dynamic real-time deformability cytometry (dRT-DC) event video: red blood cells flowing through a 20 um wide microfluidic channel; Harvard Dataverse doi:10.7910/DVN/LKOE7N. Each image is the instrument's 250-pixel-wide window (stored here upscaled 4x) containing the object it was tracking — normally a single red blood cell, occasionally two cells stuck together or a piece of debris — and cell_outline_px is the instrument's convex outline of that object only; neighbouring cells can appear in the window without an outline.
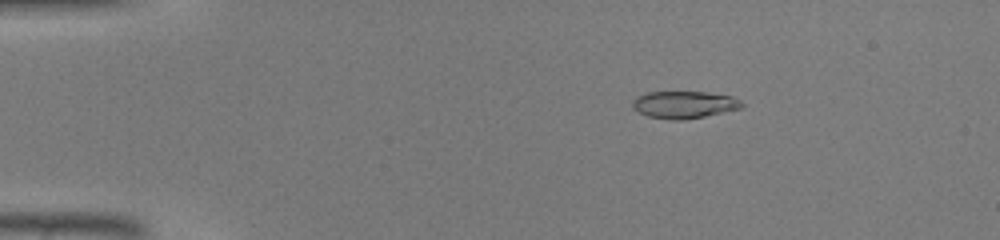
{"species": "common noctule bat (a hibernating species)", "species_latin": "Nyctalus noctula", "temperature_condition": "warm", "stored_images_in_passage": 38, "camera_frame_rate_fps": 3000, "um_per_image_px": 0.085, "animal": {"sex": "male", "body_mass_g": 19.0, "forearm_length_mm": 50.8}, "frame": {"image": 1, "passage_image": 1, "time_ms": 0.0, "image_size_px": [1000, 240], "cell_outline_px": [[744, 104], [740, 108], [704, 116], [680, 120], [672, 120], [648, 116], [636, 112], [632, 108], [632, 104], [636, 96], [644, 92], [708, 92], [732, 96], [740, 100]], "centroid_in_image_um": [58.1, 8.88], "position_along_channel_um": 26.9, "area_um2": 17.34}}
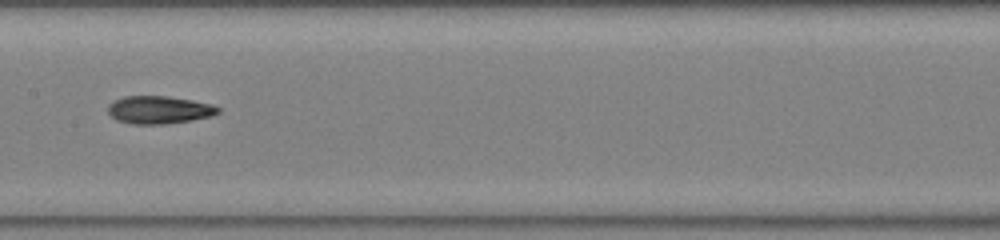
{"frame": {"image": 2, "passage_image": 17, "time_ms": 5.333, "image_size_px": [1000, 240], "cell_outline_px": [[220, 112], [208, 116], [192, 120], [168, 124], [132, 124], [116, 120], [108, 112], [108, 104], [124, 96], [168, 96], [192, 100], [212, 104], [220, 108]], "centroid_in_image_um": [13.51, 9.34], "position_along_channel_um": 193.9, "area_um2": 17.8}}
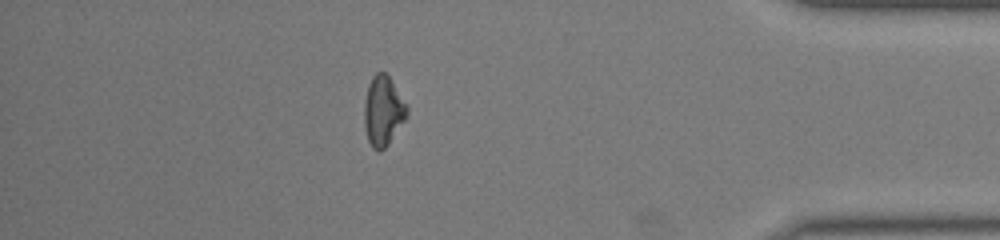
{"frame": {"image": 3, "passage_image": 33, "time_ms": 10.667, "image_size_px": [1000, 240], "cell_outline_px": [[408, 116], [388, 144], [380, 152], [376, 152], [372, 148], [368, 140], [364, 128], [364, 100], [368, 84], [372, 76], [376, 72], [384, 72], [388, 76], [408, 108]], "centroid_in_image_um": [32.54, 9.46], "position_along_channel_um": 402.7, "area_um2": 17.4}}